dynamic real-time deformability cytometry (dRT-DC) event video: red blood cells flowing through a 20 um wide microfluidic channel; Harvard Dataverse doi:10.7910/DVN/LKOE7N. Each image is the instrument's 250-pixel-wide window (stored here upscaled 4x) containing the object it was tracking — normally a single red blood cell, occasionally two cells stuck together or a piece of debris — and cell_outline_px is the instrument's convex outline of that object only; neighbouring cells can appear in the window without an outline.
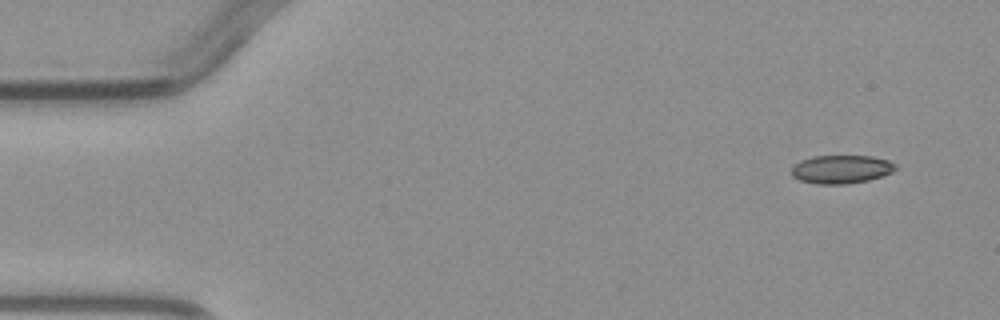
{"species": "common noctule bat (a hibernating species)", "species_latin": "Nyctalus noctula", "temperature_condition": "warm", "stored_images_in_passage": 5, "segment_of_instrument_passage": [1, 2], "camera_frame_rate_fps": 3000, "um_per_image_px": 0.085, "animal": {"sex": "male", "body_mass_g": 23.1, "forearm_length_mm": 52.7}, "frame": {"image": 1, "passage_image": 1, "time_ms": 0.0, "image_size_px": [1000, 320], "cell_outline_px": [[896, 168], [892, 172], [868, 180], [848, 184], [816, 184], [800, 180], [792, 176], [792, 168], [800, 160], [812, 156], [872, 156], [888, 160], [896, 164]], "centroid_in_image_um": [71.5, 14.38], "position_along_channel_um": 13.5, "area_um2": 17.17}}
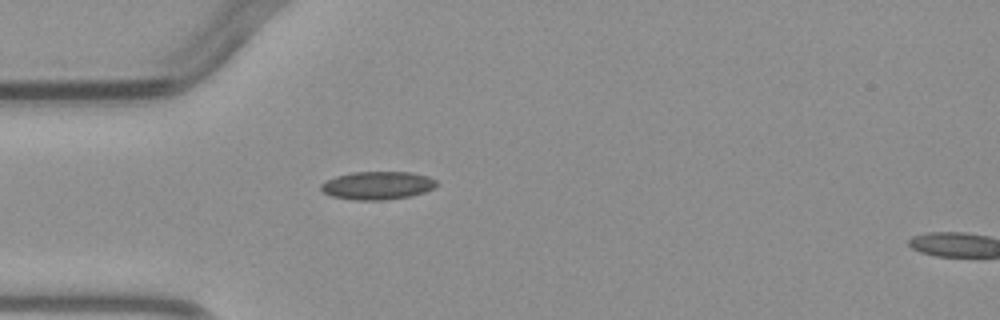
{"frame": {"image": 2, "passage_image": 4, "time_ms": 3.333, "image_size_px": [1000, 320], "cell_outline_px": [[440, 184], [424, 192], [408, 196], [384, 200], [356, 200], [332, 196], [324, 192], [320, 188], [320, 184], [336, 176], [352, 172], [412, 172], [428, 176], [436, 180]], "centroid_in_image_um": [32.1, 15.75], "position_along_channel_um": 52.9, "area_um2": 18.84}}